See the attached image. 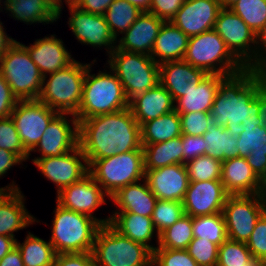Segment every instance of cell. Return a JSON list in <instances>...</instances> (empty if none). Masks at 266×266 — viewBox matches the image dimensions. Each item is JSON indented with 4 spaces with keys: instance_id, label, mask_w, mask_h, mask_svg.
I'll list each match as a JSON object with an SVG mask.
<instances>
[{
    "instance_id": "6da1fadb",
    "label": "cell",
    "mask_w": 266,
    "mask_h": 266,
    "mask_svg": "<svg viewBox=\"0 0 266 266\" xmlns=\"http://www.w3.org/2000/svg\"><path fill=\"white\" fill-rule=\"evenodd\" d=\"M266 84V73L245 68L226 76L210 111L211 124L224 126L229 133L238 137L243 126L264 125L258 117V91Z\"/></svg>"
},
{
    "instance_id": "7a4b0ae2",
    "label": "cell",
    "mask_w": 266,
    "mask_h": 266,
    "mask_svg": "<svg viewBox=\"0 0 266 266\" xmlns=\"http://www.w3.org/2000/svg\"><path fill=\"white\" fill-rule=\"evenodd\" d=\"M79 147L89 165L93 160L142 150L141 128L130 108L78 122Z\"/></svg>"
},
{
    "instance_id": "3957f363",
    "label": "cell",
    "mask_w": 266,
    "mask_h": 266,
    "mask_svg": "<svg viewBox=\"0 0 266 266\" xmlns=\"http://www.w3.org/2000/svg\"><path fill=\"white\" fill-rule=\"evenodd\" d=\"M93 61L86 71L83 83L82 100L75 117L78 122L93 116L113 113L128 108L127 97L123 85L116 74L104 65V70L91 73ZM108 69V70H107Z\"/></svg>"
},
{
    "instance_id": "277c9868",
    "label": "cell",
    "mask_w": 266,
    "mask_h": 266,
    "mask_svg": "<svg viewBox=\"0 0 266 266\" xmlns=\"http://www.w3.org/2000/svg\"><path fill=\"white\" fill-rule=\"evenodd\" d=\"M49 241L56 254L93 251L96 234L102 226L92 217L65 209L56 202Z\"/></svg>"
},
{
    "instance_id": "5b68a950",
    "label": "cell",
    "mask_w": 266,
    "mask_h": 266,
    "mask_svg": "<svg viewBox=\"0 0 266 266\" xmlns=\"http://www.w3.org/2000/svg\"><path fill=\"white\" fill-rule=\"evenodd\" d=\"M74 60L63 69L43 77L38 101L58 113L76 115L82 100L83 83L87 67L93 62Z\"/></svg>"
},
{
    "instance_id": "8992f818",
    "label": "cell",
    "mask_w": 266,
    "mask_h": 266,
    "mask_svg": "<svg viewBox=\"0 0 266 266\" xmlns=\"http://www.w3.org/2000/svg\"><path fill=\"white\" fill-rule=\"evenodd\" d=\"M106 64L122 83L128 106L160 83L159 64L150 55L116 47L109 54Z\"/></svg>"
},
{
    "instance_id": "52a82bcc",
    "label": "cell",
    "mask_w": 266,
    "mask_h": 266,
    "mask_svg": "<svg viewBox=\"0 0 266 266\" xmlns=\"http://www.w3.org/2000/svg\"><path fill=\"white\" fill-rule=\"evenodd\" d=\"M184 60L207 74L230 76L246 68L214 29L189 37Z\"/></svg>"
},
{
    "instance_id": "ba28073f",
    "label": "cell",
    "mask_w": 266,
    "mask_h": 266,
    "mask_svg": "<svg viewBox=\"0 0 266 266\" xmlns=\"http://www.w3.org/2000/svg\"><path fill=\"white\" fill-rule=\"evenodd\" d=\"M93 258L95 266H152L153 253L144 245L104 224L96 234Z\"/></svg>"
},
{
    "instance_id": "9c48e42d",
    "label": "cell",
    "mask_w": 266,
    "mask_h": 266,
    "mask_svg": "<svg viewBox=\"0 0 266 266\" xmlns=\"http://www.w3.org/2000/svg\"><path fill=\"white\" fill-rule=\"evenodd\" d=\"M89 174L111 198L121 188L145 178L143 150H132L93 160Z\"/></svg>"
},
{
    "instance_id": "30bf717a",
    "label": "cell",
    "mask_w": 266,
    "mask_h": 266,
    "mask_svg": "<svg viewBox=\"0 0 266 266\" xmlns=\"http://www.w3.org/2000/svg\"><path fill=\"white\" fill-rule=\"evenodd\" d=\"M0 73L19 101L38 99L43 76L20 41L0 59Z\"/></svg>"
},
{
    "instance_id": "8fae6325",
    "label": "cell",
    "mask_w": 266,
    "mask_h": 266,
    "mask_svg": "<svg viewBox=\"0 0 266 266\" xmlns=\"http://www.w3.org/2000/svg\"><path fill=\"white\" fill-rule=\"evenodd\" d=\"M266 212V194L228 195L222 213L228 239L247 243Z\"/></svg>"
},
{
    "instance_id": "7c38bea8",
    "label": "cell",
    "mask_w": 266,
    "mask_h": 266,
    "mask_svg": "<svg viewBox=\"0 0 266 266\" xmlns=\"http://www.w3.org/2000/svg\"><path fill=\"white\" fill-rule=\"evenodd\" d=\"M214 30L246 68L256 70V34L238 15L230 8H221Z\"/></svg>"
},
{
    "instance_id": "4fadbf2b",
    "label": "cell",
    "mask_w": 266,
    "mask_h": 266,
    "mask_svg": "<svg viewBox=\"0 0 266 266\" xmlns=\"http://www.w3.org/2000/svg\"><path fill=\"white\" fill-rule=\"evenodd\" d=\"M109 196L88 173L80 181L63 188L56 194V202L65 209L82 213L97 220L101 225L110 223V214L106 218H98L94 212L108 204Z\"/></svg>"
},
{
    "instance_id": "5bb4252c",
    "label": "cell",
    "mask_w": 266,
    "mask_h": 266,
    "mask_svg": "<svg viewBox=\"0 0 266 266\" xmlns=\"http://www.w3.org/2000/svg\"><path fill=\"white\" fill-rule=\"evenodd\" d=\"M70 17L67 24L79 43L93 49L106 51V56L116 48V39L111 34L104 15L92 14L81 10L72 2H65Z\"/></svg>"
},
{
    "instance_id": "9a60e30c",
    "label": "cell",
    "mask_w": 266,
    "mask_h": 266,
    "mask_svg": "<svg viewBox=\"0 0 266 266\" xmlns=\"http://www.w3.org/2000/svg\"><path fill=\"white\" fill-rule=\"evenodd\" d=\"M57 114L58 112L38 100L17 102L10 117L28 153L36 147L44 131Z\"/></svg>"
},
{
    "instance_id": "2e32d148",
    "label": "cell",
    "mask_w": 266,
    "mask_h": 266,
    "mask_svg": "<svg viewBox=\"0 0 266 266\" xmlns=\"http://www.w3.org/2000/svg\"><path fill=\"white\" fill-rule=\"evenodd\" d=\"M31 162L56 187V194L63 188L80 181L89 173V166L79 145L59 157L32 159Z\"/></svg>"
},
{
    "instance_id": "e0dca14e",
    "label": "cell",
    "mask_w": 266,
    "mask_h": 266,
    "mask_svg": "<svg viewBox=\"0 0 266 266\" xmlns=\"http://www.w3.org/2000/svg\"><path fill=\"white\" fill-rule=\"evenodd\" d=\"M78 145L77 118L72 114L58 113L51 120L36 147L29 153V160L32 152L40 153L33 159L59 157L75 149Z\"/></svg>"
},
{
    "instance_id": "ac0fdd59",
    "label": "cell",
    "mask_w": 266,
    "mask_h": 266,
    "mask_svg": "<svg viewBox=\"0 0 266 266\" xmlns=\"http://www.w3.org/2000/svg\"><path fill=\"white\" fill-rule=\"evenodd\" d=\"M0 187V235L15 238L14 232L26 229L40 220L26 208V197L16 181Z\"/></svg>"
},
{
    "instance_id": "d6986e66",
    "label": "cell",
    "mask_w": 266,
    "mask_h": 266,
    "mask_svg": "<svg viewBox=\"0 0 266 266\" xmlns=\"http://www.w3.org/2000/svg\"><path fill=\"white\" fill-rule=\"evenodd\" d=\"M228 193L221 180L189 182L182 204L192 218L222 213Z\"/></svg>"
},
{
    "instance_id": "ffe728a7",
    "label": "cell",
    "mask_w": 266,
    "mask_h": 266,
    "mask_svg": "<svg viewBox=\"0 0 266 266\" xmlns=\"http://www.w3.org/2000/svg\"><path fill=\"white\" fill-rule=\"evenodd\" d=\"M221 6L218 0H184L171 22L188 37L214 29Z\"/></svg>"
},
{
    "instance_id": "44dd1931",
    "label": "cell",
    "mask_w": 266,
    "mask_h": 266,
    "mask_svg": "<svg viewBox=\"0 0 266 266\" xmlns=\"http://www.w3.org/2000/svg\"><path fill=\"white\" fill-rule=\"evenodd\" d=\"M145 179L150 190L160 200L182 202L189 185L185 164H173L145 171Z\"/></svg>"
},
{
    "instance_id": "7402d4cb",
    "label": "cell",
    "mask_w": 266,
    "mask_h": 266,
    "mask_svg": "<svg viewBox=\"0 0 266 266\" xmlns=\"http://www.w3.org/2000/svg\"><path fill=\"white\" fill-rule=\"evenodd\" d=\"M21 44L27 49L43 77L63 69L75 60L63 40L55 34L36 39L33 44L27 46Z\"/></svg>"
},
{
    "instance_id": "603a6c76",
    "label": "cell",
    "mask_w": 266,
    "mask_h": 266,
    "mask_svg": "<svg viewBox=\"0 0 266 266\" xmlns=\"http://www.w3.org/2000/svg\"><path fill=\"white\" fill-rule=\"evenodd\" d=\"M165 21L149 12H142L121 36L116 39L120 50L151 55L155 40Z\"/></svg>"
},
{
    "instance_id": "cb8c5ba5",
    "label": "cell",
    "mask_w": 266,
    "mask_h": 266,
    "mask_svg": "<svg viewBox=\"0 0 266 266\" xmlns=\"http://www.w3.org/2000/svg\"><path fill=\"white\" fill-rule=\"evenodd\" d=\"M221 182L229 195L266 194V184L243 157L222 162Z\"/></svg>"
},
{
    "instance_id": "d4e9b609",
    "label": "cell",
    "mask_w": 266,
    "mask_h": 266,
    "mask_svg": "<svg viewBox=\"0 0 266 266\" xmlns=\"http://www.w3.org/2000/svg\"><path fill=\"white\" fill-rule=\"evenodd\" d=\"M224 75L208 74L199 84L189 83L184 96L175 100L178 114L189 112L210 113Z\"/></svg>"
},
{
    "instance_id": "484cf974",
    "label": "cell",
    "mask_w": 266,
    "mask_h": 266,
    "mask_svg": "<svg viewBox=\"0 0 266 266\" xmlns=\"http://www.w3.org/2000/svg\"><path fill=\"white\" fill-rule=\"evenodd\" d=\"M109 224L120 234L147 247L152 253L158 247L159 234L151 217L130 212H111Z\"/></svg>"
},
{
    "instance_id": "4316f807",
    "label": "cell",
    "mask_w": 266,
    "mask_h": 266,
    "mask_svg": "<svg viewBox=\"0 0 266 266\" xmlns=\"http://www.w3.org/2000/svg\"><path fill=\"white\" fill-rule=\"evenodd\" d=\"M207 75L184 59L159 64L160 84L168 90L174 101L184 96L189 83L199 84Z\"/></svg>"
},
{
    "instance_id": "83f0119b",
    "label": "cell",
    "mask_w": 266,
    "mask_h": 266,
    "mask_svg": "<svg viewBox=\"0 0 266 266\" xmlns=\"http://www.w3.org/2000/svg\"><path fill=\"white\" fill-rule=\"evenodd\" d=\"M110 201L116 205V209L112 212H130L152 217L157 198L144 178L121 188Z\"/></svg>"
},
{
    "instance_id": "f1b7e54d",
    "label": "cell",
    "mask_w": 266,
    "mask_h": 266,
    "mask_svg": "<svg viewBox=\"0 0 266 266\" xmlns=\"http://www.w3.org/2000/svg\"><path fill=\"white\" fill-rule=\"evenodd\" d=\"M237 137L239 157L246 158L248 165L266 184V126H243Z\"/></svg>"
},
{
    "instance_id": "f546056e",
    "label": "cell",
    "mask_w": 266,
    "mask_h": 266,
    "mask_svg": "<svg viewBox=\"0 0 266 266\" xmlns=\"http://www.w3.org/2000/svg\"><path fill=\"white\" fill-rule=\"evenodd\" d=\"M4 11L13 20L27 26L58 21V12L46 0H0V13Z\"/></svg>"
},
{
    "instance_id": "4dcf8cb0",
    "label": "cell",
    "mask_w": 266,
    "mask_h": 266,
    "mask_svg": "<svg viewBox=\"0 0 266 266\" xmlns=\"http://www.w3.org/2000/svg\"><path fill=\"white\" fill-rule=\"evenodd\" d=\"M134 118L141 126L175 110V101L168 90L158 83L155 87L144 92L129 106Z\"/></svg>"
},
{
    "instance_id": "1f68e13d",
    "label": "cell",
    "mask_w": 266,
    "mask_h": 266,
    "mask_svg": "<svg viewBox=\"0 0 266 266\" xmlns=\"http://www.w3.org/2000/svg\"><path fill=\"white\" fill-rule=\"evenodd\" d=\"M189 37L171 21L163 23L156 37L151 58L158 64L166 61L183 60L187 51Z\"/></svg>"
},
{
    "instance_id": "d6a6232c",
    "label": "cell",
    "mask_w": 266,
    "mask_h": 266,
    "mask_svg": "<svg viewBox=\"0 0 266 266\" xmlns=\"http://www.w3.org/2000/svg\"><path fill=\"white\" fill-rule=\"evenodd\" d=\"M182 138L169 139L156 144L142 145L144 170L150 171L173 164H183Z\"/></svg>"
},
{
    "instance_id": "836d02e7",
    "label": "cell",
    "mask_w": 266,
    "mask_h": 266,
    "mask_svg": "<svg viewBox=\"0 0 266 266\" xmlns=\"http://www.w3.org/2000/svg\"><path fill=\"white\" fill-rule=\"evenodd\" d=\"M140 128L142 145L165 142L182 135L181 120L176 110L145 122Z\"/></svg>"
},
{
    "instance_id": "e575fe53",
    "label": "cell",
    "mask_w": 266,
    "mask_h": 266,
    "mask_svg": "<svg viewBox=\"0 0 266 266\" xmlns=\"http://www.w3.org/2000/svg\"><path fill=\"white\" fill-rule=\"evenodd\" d=\"M202 136L205 140L204 155L221 162L239 157L238 138L232 136L226 127L211 124Z\"/></svg>"
},
{
    "instance_id": "d590c367",
    "label": "cell",
    "mask_w": 266,
    "mask_h": 266,
    "mask_svg": "<svg viewBox=\"0 0 266 266\" xmlns=\"http://www.w3.org/2000/svg\"><path fill=\"white\" fill-rule=\"evenodd\" d=\"M27 232L22 243L16 240L24 266H52L56 253L50 241Z\"/></svg>"
},
{
    "instance_id": "8d00e7d4",
    "label": "cell",
    "mask_w": 266,
    "mask_h": 266,
    "mask_svg": "<svg viewBox=\"0 0 266 266\" xmlns=\"http://www.w3.org/2000/svg\"><path fill=\"white\" fill-rule=\"evenodd\" d=\"M142 11L126 0H114L104 14L111 34L117 39L136 21Z\"/></svg>"
},
{
    "instance_id": "74e56055",
    "label": "cell",
    "mask_w": 266,
    "mask_h": 266,
    "mask_svg": "<svg viewBox=\"0 0 266 266\" xmlns=\"http://www.w3.org/2000/svg\"><path fill=\"white\" fill-rule=\"evenodd\" d=\"M193 236L222 245L227 239L223 213L197 216L192 218Z\"/></svg>"
},
{
    "instance_id": "f35d334b",
    "label": "cell",
    "mask_w": 266,
    "mask_h": 266,
    "mask_svg": "<svg viewBox=\"0 0 266 266\" xmlns=\"http://www.w3.org/2000/svg\"><path fill=\"white\" fill-rule=\"evenodd\" d=\"M193 238L192 217L185 214L159 234L158 247L177 250L187 249Z\"/></svg>"
},
{
    "instance_id": "ab89813d",
    "label": "cell",
    "mask_w": 266,
    "mask_h": 266,
    "mask_svg": "<svg viewBox=\"0 0 266 266\" xmlns=\"http://www.w3.org/2000/svg\"><path fill=\"white\" fill-rule=\"evenodd\" d=\"M257 34L266 23V0H237L229 7Z\"/></svg>"
},
{
    "instance_id": "60d3db41",
    "label": "cell",
    "mask_w": 266,
    "mask_h": 266,
    "mask_svg": "<svg viewBox=\"0 0 266 266\" xmlns=\"http://www.w3.org/2000/svg\"><path fill=\"white\" fill-rule=\"evenodd\" d=\"M189 182L221 180L222 162L210 156H199L185 163Z\"/></svg>"
},
{
    "instance_id": "b9f144b4",
    "label": "cell",
    "mask_w": 266,
    "mask_h": 266,
    "mask_svg": "<svg viewBox=\"0 0 266 266\" xmlns=\"http://www.w3.org/2000/svg\"><path fill=\"white\" fill-rule=\"evenodd\" d=\"M184 215L182 202L157 199L151 218L155 230L160 234Z\"/></svg>"
},
{
    "instance_id": "7bdbcfd3",
    "label": "cell",
    "mask_w": 266,
    "mask_h": 266,
    "mask_svg": "<svg viewBox=\"0 0 266 266\" xmlns=\"http://www.w3.org/2000/svg\"><path fill=\"white\" fill-rule=\"evenodd\" d=\"M252 257L246 243L227 239L219 246L217 266H249Z\"/></svg>"
},
{
    "instance_id": "ee69618b",
    "label": "cell",
    "mask_w": 266,
    "mask_h": 266,
    "mask_svg": "<svg viewBox=\"0 0 266 266\" xmlns=\"http://www.w3.org/2000/svg\"><path fill=\"white\" fill-rule=\"evenodd\" d=\"M0 149H6L17 154L24 162L29 161V153L24 149L10 116L0 118Z\"/></svg>"
},
{
    "instance_id": "f6af8a7d",
    "label": "cell",
    "mask_w": 266,
    "mask_h": 266,
    "mask_svg": "<svg viewBox=\"0 0 266 266\" xmlns=\"http://www.w3.org/2000/svg\"><path fill=\"white\" fill-rule=\"evenodd\" d=\"M186 250L199 266H217L219 245L201 238H193Z\"/></svg>"
},
{
    "instance_id": "bcb514c9",
    "label": "cell",
    "mask_w": 266,
    "mask_h": 266,
    "mask_svg": "<svg viewBox=\"0 0 266 266\" xmlns=\"http://www.w3.org/2000/svg\"><path fill=\"white\" fill-rule=\"evenodd\" d=\"M152 266H199L186 249L157 247L153 252Z\"/></svg>"
},
{
    "instance_id": "7dc6e473",
    "label": "cell",
    "mask_w": 266,
    "mask_h": 266,
    "mask_svg": "<svg viewBox=\"0 0 266 266\" xmlns=\"http://www.w3.org/2000/svg\"><path fill=\"white\" fill-rule=\"evenodd\" d=\"M183 135L202 136L211 125L210 113L189 112L179 114Z\"/></svg>"
},
{
    "instance_id": "c3c4849f",
    "label": "cell",
    "mask_w": 266,
    "mask_h": 266,
    "mask_svg": "<svg viewBox=\"0 0 266 266\" xmlns=\"http://www.w3.org/2000/svg\"><path fill=\"white\" fill-rule=\"evenodd\" d=\"M246 245L253 257L266 263V212L258 219Z\"/></svg>"
},
{
    "instance_id": "681fc988",
    "label": "cell",
    "mask_w": 266,
    "mask_h": 266,
    "mask_svg": "<svg viewBox=\"0 0 266 266\" xmlns=\"http://www.w3.org/2000/svg\"><path fill=\"white\" fill-rule=\"evenodd\" d=\"M184 0H151L149 13L163 21H171L181 6Z\"/></svg>"
},
{
    "instance_id": "f907efd6",
    "label": "cell",
    "mask_w": 266,
    "mask_h": 266,
    "mask_svg": "<svg viewBox=\"0 0 266 266\" xmlns=\"http://www.w3.org/2000/svg\"><path fill=\"white\" fill-rule=\"evenodd\" d=\"M183 149V164L204 155L203 136L181 135Z\"/></svg>"
},
{
    "instance_id": "816d5d0a",
    "label": "cell",
    "mask_w": 266,
    "mask_h": 266,
    "mask_svg": "<svg viewBox=\"0 0 266 266\" xmlns=\"http://www.w3.org/2000/svg\"><path fill=\"white\" fill-rule=\"evenodd\" d=\"M52 266H95L91 252L56 254Z\"/></svg>"
},
{
    "instance_id": "f5cc1de1",
    "label": "cell",
    "mask_w": 266,
    "mask_h": 266,
    "mask_svg": "<svg viewBox=\"0 0 266 266\" xmlns=\"http://www.w3.org/2000/svg\"><path fill=\"white\" fill-rule=\"evenodd\" d=\"M18 101L0 73V118L9 117Z\"/></svg>"
},
{
    "instance_id": "db71d44e",
    "label": "cell",
    "mask_w": 266,
    "mask_h": 266,
    "mask_svg": "<svg viewBox=\"0 0 266 266\" xmlns=\"http://www.w3.org/2000/svg\"><path fill=\"white\" fill-rule=\"evenodd\" d=\"M256 70L266 73V23L256 34Z\"/></svg>"
},
{
    "instance_id": "11a10c76",
    "label": "cell",
    "mask_w": 266,
    "mask_h": 266,
    "mask_svg": "<svg viewBox=\"0 0 266 266\" xmlns=\"http://www.w3.org/2000/svg\"><path fill=\"white\" fill-rule=\"evenodd\" d=\"M114 0H76L74 4L83 11L104 15Z\"/></svg>"
},
{
    "instance_id": "9f6ffc18",
    "label": "cell",
    "mask_w": 266,
    "mask_h": 266,
    "mask_svg": "<svg viewBox=\"0 0 266 266\" xmlns=\"http://www.w3.org/2000/svg\"><path fill=\"white\" fill-rule=\"evenodd\" d=\"M23 160L15 153L6 149H0V179L17 165H23Z\"/></svg>"
},
{
    "instance_id": "6f0895ef",
    "label": "cell",
    "mask_w": 266,
    "mask_h": 266,
    "mask_svg": "<svg viewBox=\"0 0 266 266\" xmlns=\"http://www.w3.org/2000/svg\"><path fill=\"white\" fill-rule=\"evenodd\" d=\"M4 27L5 26L0 20V59L17 42V39L12 38L6 33V29Z\"/></svg>"
},
{
    "instance_id": "680465c9",
    "label": "cell",
    "mask_w": 266,
    "mask_h": 266,
    "mask_svg": "<svg viewBox=\"0 0 266 266\" xmlns=\"http://www.w3.org/2000/svg\"><path fill=\"white\" fill-rule=\"evenodd\" d=\"M0 266H24L22 256L17 247L7 253L1 260Z\"/></svg>"
},
{
    "instance_id": "91938a15",
    "label": "cell",
    "mask_w": 266,
    "mask_h": 266,
    "mask_svg": "<svg viewBox=\"0 0 266 266\" xmlns=\"http://www.w3.org/2000/svg\"><path fill=\"white\" fill-rule=\"evenodd\" d=\"M258 117L266 126V84L258 91Z\"/></svg>"
},
{
    "instance_id": "94428289",
    "label": "cell",
    "mask_w": 266,
    "mask_h": 266,
    "mask_svg": "<svg viewBox=\"0 0 266 266\" xmlns=\"http://www.w3.org/2000/svg\"><path fill=\"white\" fill-rule=\"evenodd\" d=\"M16 247V240L9 236L0 235V260Z\"/></svg>"
},
{
    "instance_id": "6125c7cd",
    "label": "cell",
    "mask_w": 266,
    "mask_h": 266,
    "mask_svg": "<svg viewBox=\"0 0 266 266\" xmlns=\"http://www.w3.org/2000/svg\"><path fill=\"white\" fill-rule=\"evenodd\" d=\"M132 5L138 7L142 12H149L151 0H126Z\"/></svg>"
},
{
    "instance_id": "be15d7a7",
    "label": "cell",
    "mask_w": 266,
    "mask_h": 266,
    "mask_svg": "<svg viewBox=\"0 0 266 266\" xmlns=\"http://www.w3.org/2000/svg\"><path fill=\"white\" fill-rule=\"evenodd\" d=\"M57 12H58V19L61 18V14L64 8V1L63 0H46Z\"/></svg>"
},
{
    "instance_id": "e7e4bbea",
    "label": "cell",
    "mask_w": 266,
    "mask_h": 266,
    "mask_svg": "<svg viewBox=\"0 0 266 266\" xmlns=\"http://www.w3.org/2000/svg\"><path fill=\"white\" fill-rule=\"evenodd\" d=\"M237 0H218L221 8L231 7Z\"/></svg>"
},
{
    "instance_id": "03108f58",
    "label": "cell",
    "mask_w": 266,
    "mask_h": 266,
    "mask_svg": "<svg viewBox=\"0 0 266 266\" xmlns=\"http://www.w3.org/2000/svg\"><path fill=\"white\" fill-rule=\"evenodd\" d=\"M249 266H266V263L262 262L261 260L255 258V257H252L249 260Z\"/></svg>"
},
{
    "instance_id": "003e7915",
    "label": "cell",
    "mask_w": 266,
    "mask_h": 266,
    "mask_svg": "<svg viewBox=\"0 0 266 266\" xmlns=\"http://www.w3.org/2000/svg\"><path fill=\"white\" fill-rule=\"evenodd\" d=\"M64 2H72L74 3L76 0H63Z\"/></svg>"
}]
</instances>
